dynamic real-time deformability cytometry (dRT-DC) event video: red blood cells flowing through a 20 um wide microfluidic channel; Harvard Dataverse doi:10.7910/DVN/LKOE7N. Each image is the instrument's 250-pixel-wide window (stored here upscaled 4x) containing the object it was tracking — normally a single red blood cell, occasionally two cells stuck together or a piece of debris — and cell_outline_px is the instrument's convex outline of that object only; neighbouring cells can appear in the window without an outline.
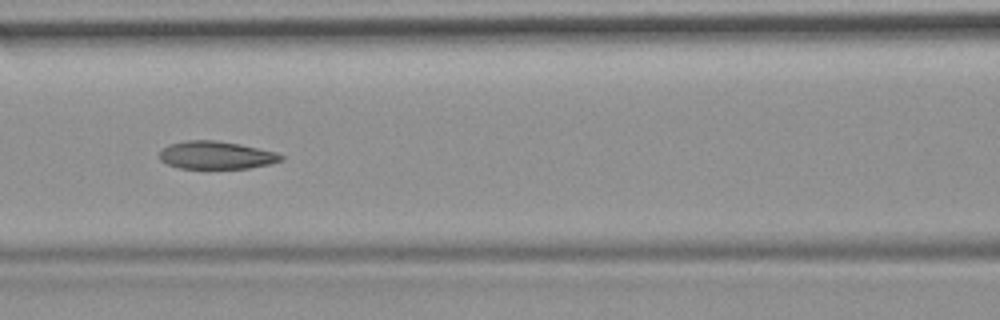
{"species": "common noctule bat (a hibernating species)", "species_latin": "Nyctalus noctula", "temperature_condition": "room temperature", "stored_images_in_passage": 54, "camera_frame_rate_fps": 3000, "um_per_image_px": 0.085, "animal": {"sex": "female", "body_mass_g": 19.9}, "frame": {"image": 1, "passage_image": 24, "time_ms": 7.667, "image_size_px": [1000, 320], "cell_outline_px": [[284, 160], [272, 164], [248, 168], [180, 168], [168, 164], [160, 160], [160, 152], [168, 144], [188, 140], [216, 140], [240, 144], [276, 152], [284, 156]], "centroid_in_image_um": [18.41, 13.19], "position_along_channel_um": 148.2, "area_um2": 19.71}, "authors_computed_cell_mechanics": {"area_um2": 21.2993, "velocity_mm_per_s": 3.7508, "shape_relaxation_time_tau1_ms": null, "shape_relaxation_time_tau2_ms": 3.3831, "deformation_change_tau1": null, "deformation_change_tau2": 0.0703}}